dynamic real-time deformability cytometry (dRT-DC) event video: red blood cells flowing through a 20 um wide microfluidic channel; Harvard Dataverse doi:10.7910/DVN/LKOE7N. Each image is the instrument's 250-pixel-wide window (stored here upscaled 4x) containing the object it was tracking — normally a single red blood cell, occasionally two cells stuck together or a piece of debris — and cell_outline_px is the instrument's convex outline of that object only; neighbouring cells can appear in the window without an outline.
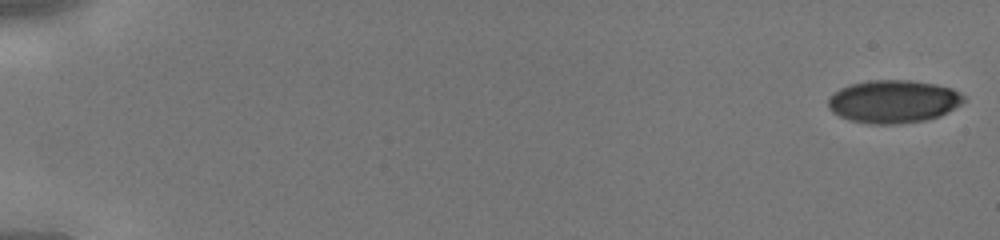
{"species": "human", "species_latin": "Homo sapiens", "temperature_condition": "cold", "stored_images_in_passage": 45, "camera_frame_rate_fps": 3000, "um_per_image_px": 0.085, "donor": {"sex": "male"}, "frame": {"image": 1, "passage_image": 1, "time_ms": 0.0, "image_size_px": [1000, 240], "cell_outline_px": [[964, 100], [960, 104], [948, 112], [940, 116], [924, 120], [896, 124], [868, 124], [848, 120], [832, 112], [828, 108], [828, 100], [840, 88], [852, 84], [868, 80], [908, 80], [936, 84], [952, 88], [960, 92], [964, 96]], "centroid_in_image_um": [75.94, 8.63], "position_along_channel_um": 9.1, "area_um2": 33.87}}
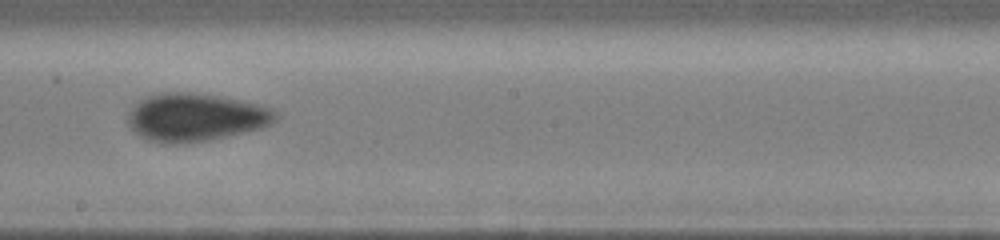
{"frame": {"image": 2, "passage_image": 27, "time_ms": 8.667, "image_size_px": [1000, 240], "cell_outline_px": [[280, 116], [272, 124], [260, 128], [244, 132], [208, 140], [176, 144], [160, 144], [148, 140], [140, 136], [128, 124], [128, 112], [136, 100], [160, 92], [188, 92], [220, 96], [260, 104], [272, 108]], "centroid_in_image_um": [16.6, 9.96], "position_along_channel_um": 231.6, "area_um2": 41.62}}
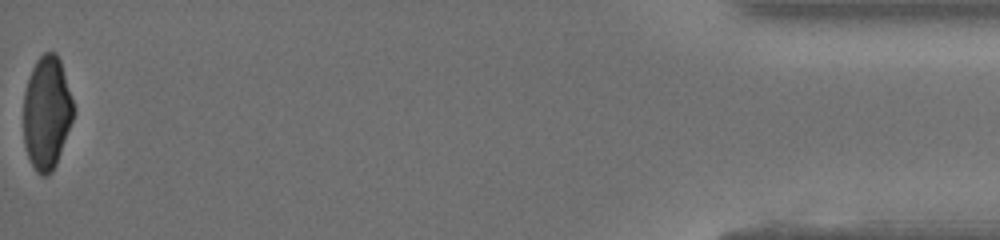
{"frame": {"image": 3, "passage_image": 45, "time_ms": 14.667, "image_size_px": [1000, 240], "cell_outline_px": [[76, 108], [72, 120], [56, 164], [52, 172], [48, 176], [40, 176], [36, 172], [28, 156], [24, 144], [24, 92], [32, 68], [36, 60], [44, 52], [56, 52], [60, 60]], "centroid_in_image_um": [3.98, 9.58], "position_along_channel_um": 431.2, "area_um2": 33.06}}